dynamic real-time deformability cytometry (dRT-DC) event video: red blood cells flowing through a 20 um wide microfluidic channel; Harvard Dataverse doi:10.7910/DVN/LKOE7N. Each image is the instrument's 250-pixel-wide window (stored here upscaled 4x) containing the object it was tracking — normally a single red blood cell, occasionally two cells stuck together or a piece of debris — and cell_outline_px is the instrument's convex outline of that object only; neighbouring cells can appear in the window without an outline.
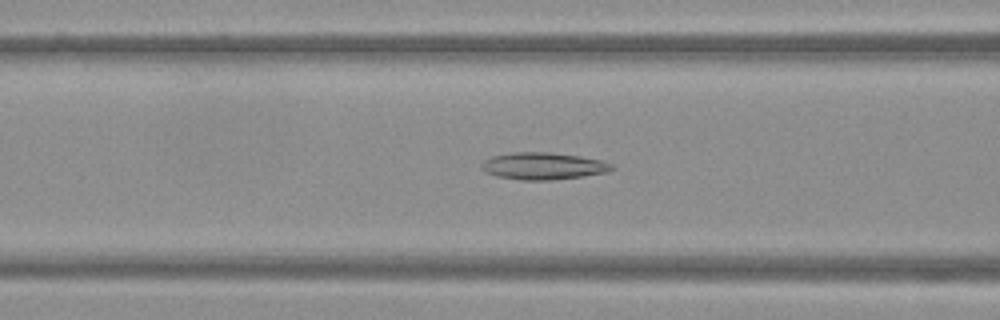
{"species": "Egyptian fruit bat (a non-hibernating species)", "species_latin": "Rousettus aegyptiacus", "temperature_condition": "warm", "stored_images_in_passage": 50, "camera_frame_rate_fps": 3000, "um_per_image_px": 0.085, "frame": {"image": 1, "passage_image": 20, "time_ms": 6.333, "image_size_px": [1000, 320], "cell_outline_px": [[616, 168], [608, 172], [552, 180], [520, 180], [496, 176], [484, 172], [480, 168], [480, 164], [484, 160], [492, 156], [512, 152], [548, 152], [580, 156], [600, 160], [612, 164]], "centroid_in_image_um": [46.13, 14.11], "position_along_channel_um": 120.5, "area_um2": 20.63}}
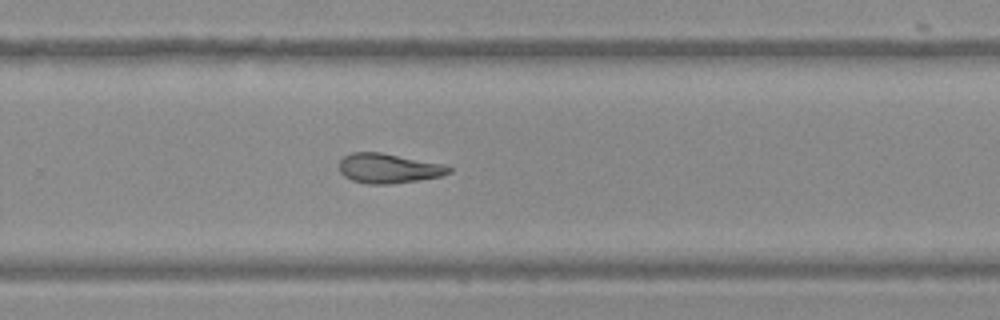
{"frame": {"image": 2, "passage_image": 33, "time_ms": 10.667, "image_size_px": [1000, 320], "cell_outline_px": [[452, 172], [440, 176], [420, 180], [388, 184], [368, 184], [352, 180], [344, 176], [340, 172], [340, 160], [344, 156], [352, 152], [380, 152], [440, 164], [452, 168]], "centroid_in_image_um": [32.99, 14.31], "position_along_channel_um": 296.8, "area_um2": 18.73}}
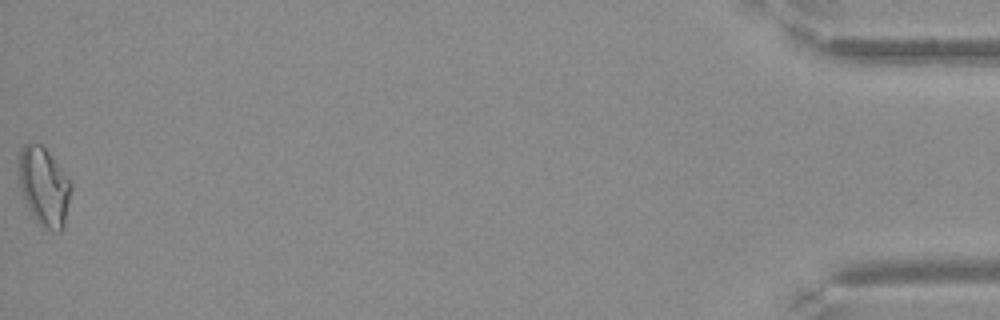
{"frame": {"image": 3, "passage_image": 50, "time_ms": 16.333, "image_size_px": [1000, 320], "cell_outline_px": [[72, 188], [64, 228], [60, 232], [56, 232], [40, 228], [28, 208], [20, 184], [16, 160], [24, 144], [40, 144], [48, 152], [72, 180]], "centroid_in_image_um": [3.76, 15.89], "position_along_channel_um": 431.4, "area_um2": 24.39}}